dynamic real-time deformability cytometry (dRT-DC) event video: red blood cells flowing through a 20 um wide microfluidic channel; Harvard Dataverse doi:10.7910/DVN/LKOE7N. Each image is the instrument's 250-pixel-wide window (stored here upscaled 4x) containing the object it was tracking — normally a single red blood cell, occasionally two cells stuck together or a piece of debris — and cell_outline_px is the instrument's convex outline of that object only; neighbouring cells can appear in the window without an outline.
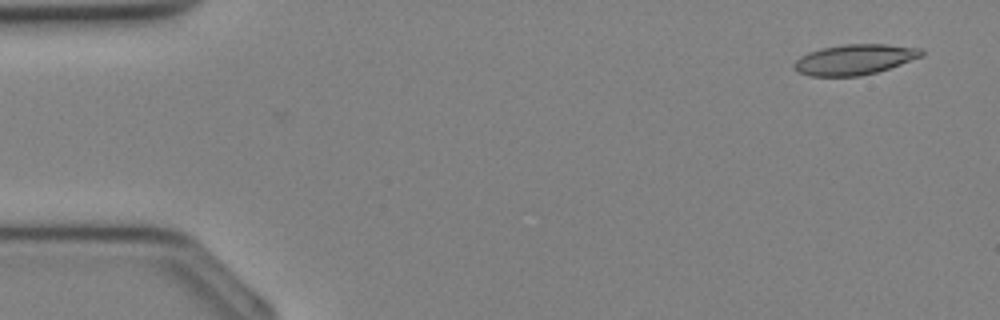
{"species": "Egyptian fruit bat (a non-hibernating species)", "species_latin": "Rousettus aegyptiacus", "temperature_condition": "cold", "stored_images_in_passage": 6, "camera_frame_rate_fps": 3000, "um_per_image_px": 0.085, "animal": {"sex": "female"}, "frame": {"image": 1, "passage_image": 2, "time_ms": 0.333, "image_size_px": [1000, 320], "cell_outline_px": [[924, 56], [876, 72], [860, 76], [808, 76], [796, 72], [792, 68], [792, 64], [800, 56], [808, 52], [820, 48], [844, 44], [884, 44], [920, 48], [924, 52]], "centroid_in_image_um": [72.58, 5.06], "position_along_channel_um": 12.4, "area_um2": 22.72}}